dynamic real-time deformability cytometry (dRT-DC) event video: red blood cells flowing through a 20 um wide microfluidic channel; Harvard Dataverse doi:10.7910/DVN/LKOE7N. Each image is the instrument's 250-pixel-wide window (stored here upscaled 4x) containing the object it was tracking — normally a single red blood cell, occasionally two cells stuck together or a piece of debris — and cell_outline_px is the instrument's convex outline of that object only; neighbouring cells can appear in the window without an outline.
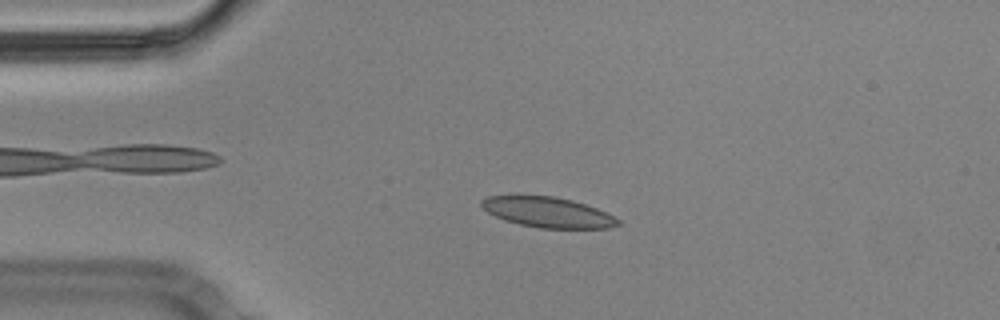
{"species": "Egyptian fruit bat (a non-hibernating species)", "species_latin": "Rousettus aegyptiacus", "temperature_condition": "cold", "stored_images_in_passage": 48, "camera_frame_rate_fps": 3000, "um_per_image_px": 0.085, "animal": {"sex": "male"}, "frame": {"image": 1, "passage_image": 4, "time_ms": 1.0, "image_size_px": [1000, 320], "cell_outline_px": [[620, 224], [608, 228], [540, 228], [520, 224], [504, 220], [488, 212], [480, 204], [480, 200], [488, 196], [556, 196], [572, 200], [596, 208], [620, 220]], "centroid_in_image_um": [46.55, 18.04], "position_along_channel_um": 38.5, "area_um2": 23.81}}
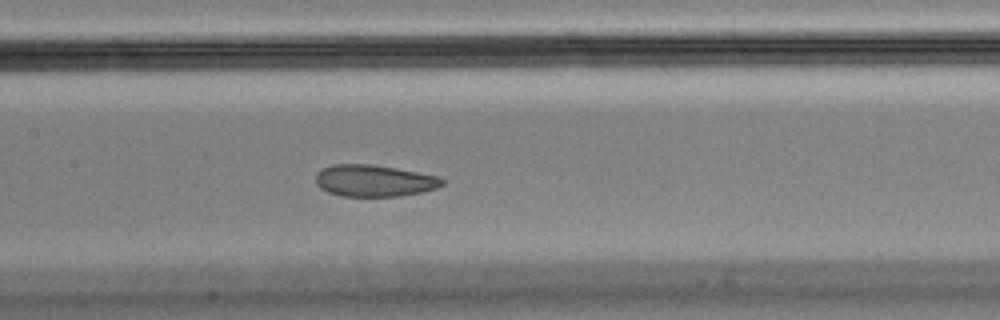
{"frame": {"image": 2, "passage_image": 18, "time_ms": 5.667, "image_size_px": [1000, 320], "cell_outline_px": [[444, 184], [436, 188], [420, 192], [400, 196], [340, 196], [328, 192], [320, 188], [316, 184], [316, 176], [324, 168], [332, 164], [372, 164], [396, 168], [436, 176], [444, 180]], "centroid_in_image_um": [31.78, 15.36], "position_along_channel_um": 175.6, "area_um2": 23.18}}
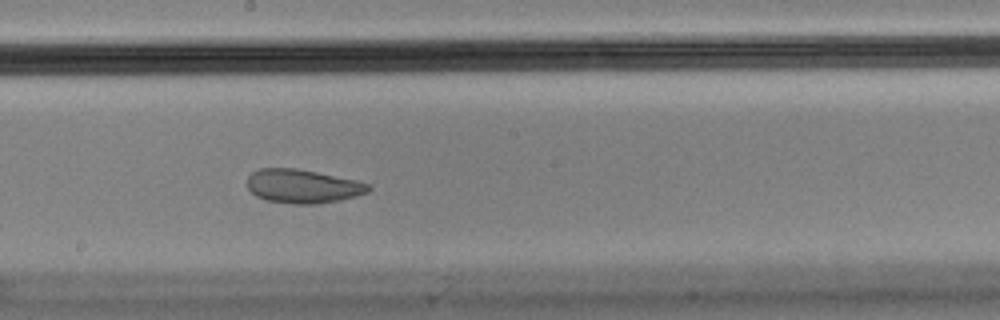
{"frame": {"image": 3, "passage_image": 22, "time_ms": 7.0, "image_size_px": [1000, 320], "cell_outline_px": [[372, 188], [368, 192], [356, 196], [340, 200], [320, 204], [292, 204], [268, 200], [256, 196], [248, 188], [248, 176], [252, 172], [260, 168], [296, 168], [356, 180], [372, 184]], "centroid_in_image_um": [25.77, 15.83], "position_along_channel_um": 222.4, "area_um2": 23.93}, "authors_computed_cell_mechanics": {"area_um2": 25.6343, "velocity_mm_per_s": 3.5312, "shape_relaxation_time_tau1_ms": null, "shape_relaxation_time_tau2_ms": 1.6907, "deformation_change_tau1": null, "deformation_change_tau2": 0.0517}}